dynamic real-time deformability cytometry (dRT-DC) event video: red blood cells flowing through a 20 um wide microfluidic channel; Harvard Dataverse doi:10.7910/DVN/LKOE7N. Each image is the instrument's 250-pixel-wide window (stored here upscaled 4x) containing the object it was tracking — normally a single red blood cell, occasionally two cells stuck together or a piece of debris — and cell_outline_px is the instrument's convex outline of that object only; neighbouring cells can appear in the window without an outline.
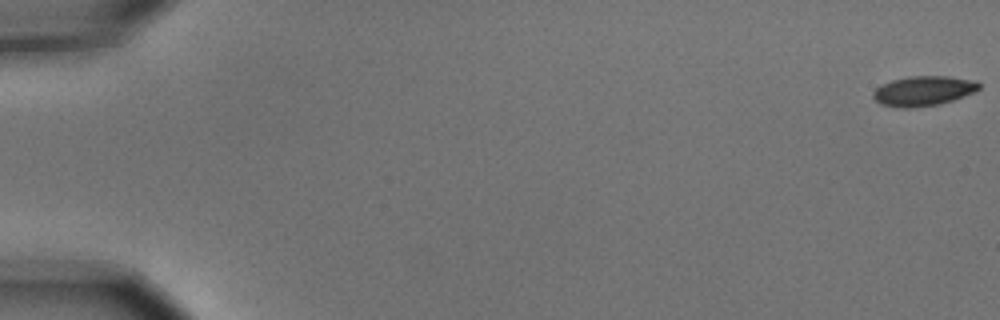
{"species": "common noctule bat (a hibernating species)", "species_latin": "Nyctalus noctula", "temperature_condition": "cold", "stored_images_in_passage": 7, "camera_frame_rate_fps": 3000, "um_per_image_px": 0.085, "animal": {"sex": "male", "body_mass_g": 15.6}, "frame": {"image": 1, "passage_image": 1, "time_ms": 0.0, "image_size_px": [1000, 320], "cell_outline_px": [[980, 88], [976, 92], [940, 104], [916, 108], [900, 108], [880, 104], [872, 96], [872, 92], [876, 88], [892, 80], [908, 76], [948, 76], [976, 80], [980, 84]], "centroid_in_image_um": [78.51, 7.73], "position_along_channel_um": 6.5, "area_um2": 18.61}}
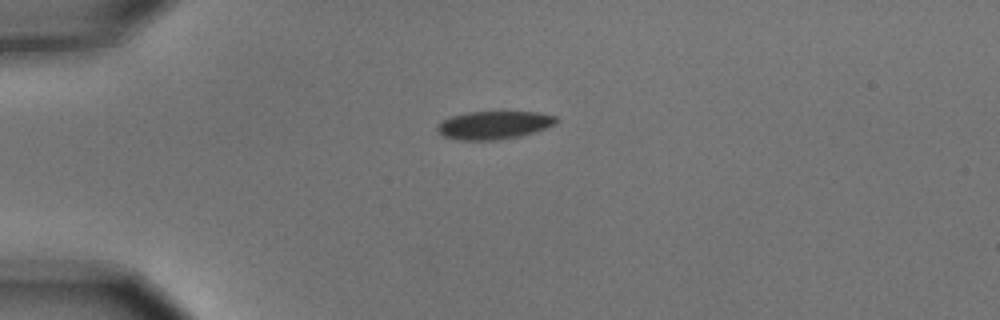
{"frame": {"image": 2, "passage_image": 5, "time_ms": 1.333, "image_size_px": [1000, 320], "cell_outline_px": [[560, 120], [556, 124], [548, 128], [520, 136], [496, 140], [460, 140], [444, 136], [436, 132], [436, 124], [452, 116], [468, 112], [540, 112], [556, 116]], "centroid_in_image_um": [42.02, 10.63], "position_along_channel_um": 43.0, "area_um2": 19.65}}
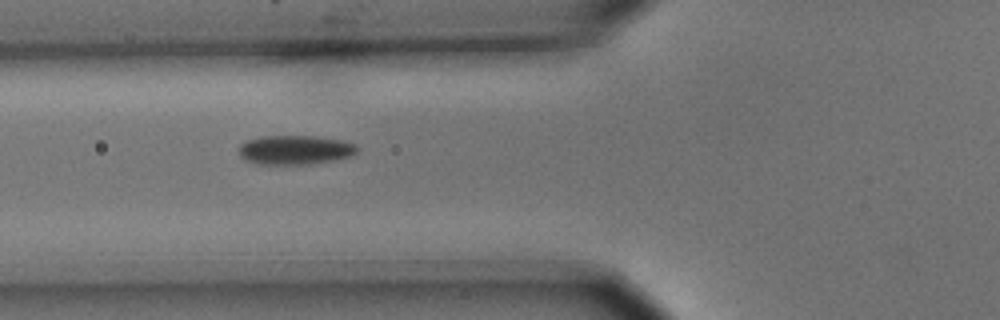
{"frame": {"image": 3, "passage_image": 7, "time_ms": 2.0, "image_size_px": [1000, 320], "cell_outline_px": [[360, 148], [352, 156], [336, 160], [308, 164], [256, 164], [244, 160], [240, 156], [240, 144], [244, 140], [264, 136], [312, 136], [344, 140], [356, 144]], "centroid_in_image_um": [25.1, 12.74], "position_along_channel_um": 100.7, "area_um2": 20.4}}